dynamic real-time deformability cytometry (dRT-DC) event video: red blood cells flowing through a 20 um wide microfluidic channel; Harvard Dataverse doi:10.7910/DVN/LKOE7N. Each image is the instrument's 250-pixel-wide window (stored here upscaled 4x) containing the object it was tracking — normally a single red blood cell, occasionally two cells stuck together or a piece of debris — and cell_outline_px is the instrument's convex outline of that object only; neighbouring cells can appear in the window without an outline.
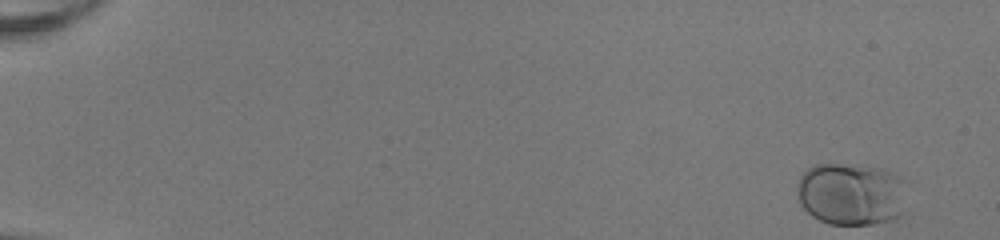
{"species": "human", "species_latin": "Homo sapiens", "temperature_condition": "room temperature", "stored_images_in_passage": 50, "camera_frame_rate_fps": 3000, "um_per_image_px": 0.085, "donor": {"sex": "female"}, "frame": {"image": 1, "passage_image": 1, "time_ms": 0.0, "image_size_px": [1000, 240], "cell_outline_px": [[908, 184], [900, 212], [892, 220], [872, 224], [828, 224], [812, 216], [800, 204], [796, 192], [796, 188], [800, 176], [808, 168], [816, 164], [840, 164], [880, 168], [900, 176], [908, 180]], "centroid_in_image_um": [72.34, 16.48], "position_along_channel_um": 12.7, "area_um2": 40.23}}
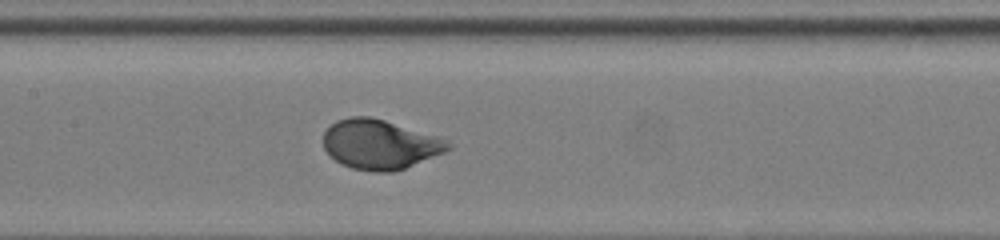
{"frame": {"image": 2, "passage_image": 26, "time_ms": 8.333, "image_size_px": [1000, 240], "cell_outline_px": [[452, 148], [444, 152], [404, 168], [392, 172], [372, 172], [352, 168], [336, 160], [324, 148], [324, 132], [336, 120], [348, 116], [368, 116], [384, 120], [436, 136], [448, 140], [452, 144]], "centroid_in_image_um": [32.29, 12.27], "position_along_channel_um": 175.1, "area_um2": 35.66}}
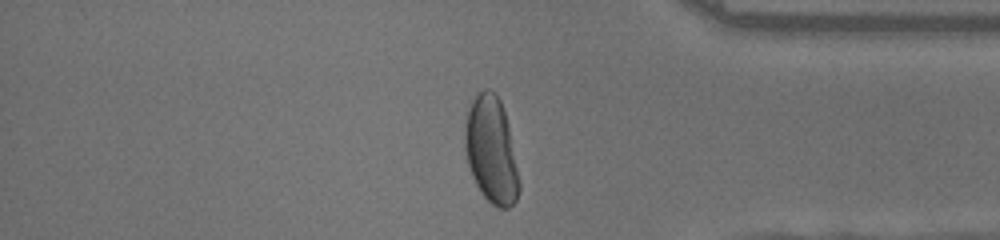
{"frame": {"image": 3, "passage_image": 43, "time_ms": 14.0, "image_size_px": [1000, 240], "cell_outline_px": [[520, 188], [516, 200], [508, 208], [500, 208], [492, 204], [480, 192], [472, 176], [468, 164], [464, 148], [464, 132], [468, 112], [472, 100], [484, 88], [488, 88], [496, 92], [500, 100], [508, 124], [520, 180]], "centroid_in_image_um": [41.76, 12.77], "position_along_channel_um": 393.4, "area_um2": 33.64}, "authors_computed_cell_mechanics": {"area_um2": 35.6626, "velocity_mm_per_s": 4.0617, "shape_relaxation_time_tau1_ms": 2.3616, "shape_relaxation_time_tau2_ms": null, "deformation_change_tau1": 0.1452, "deformation_change_tau2": null}}